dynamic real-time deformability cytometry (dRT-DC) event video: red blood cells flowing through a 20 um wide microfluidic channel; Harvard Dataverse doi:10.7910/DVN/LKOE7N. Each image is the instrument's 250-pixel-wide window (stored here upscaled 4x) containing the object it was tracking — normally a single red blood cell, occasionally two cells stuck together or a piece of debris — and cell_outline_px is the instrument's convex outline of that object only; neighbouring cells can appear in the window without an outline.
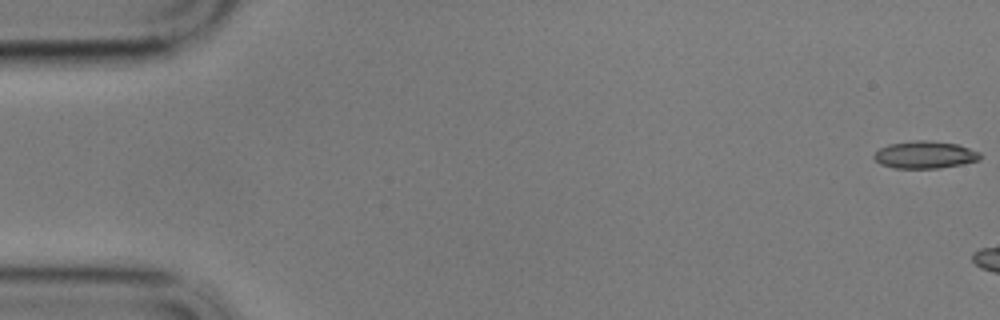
{"species": "common noctule bat (a hibernating species)", "species_latin": "Nyctalus noctula", "temperature_condition": "cold", "stored_images_in_passage": 6, "camera_frame_rate_fps": 3000, "um_per_image_px": 0.085, "animal": {"sex": "male", "body_mass_g": 17.9}, "frame": {"image": 1, "passage_image": 1, "time_ms": 0.0, "image_size_px": [1000, 320], "cell_outline_px": [[980, 160], [940, 168], [892, 168], [880, 164], [872, 156], [880, 148], [888, 144], [916, 140], [928, 140], [956, 144], [980, 152]], "centroid_in_image_um": [78.59, 13.16], "position_along_channel_um": 6.4, "area_um2": 16.82}}